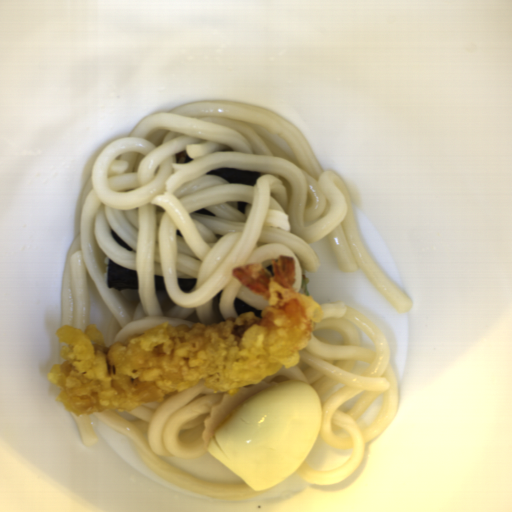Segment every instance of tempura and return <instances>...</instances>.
<instances>
[{
    "mask_svg": "<svg viewBox=\"0 0 512 512\" xmlns=\"http://www.w3.org/2000/svg\"><path fill=\"white\" fill-rule=\"evenodd\" d=\"M274 276L263 262L230 269L232 278L263 297L262 316L246 311L218 324L196 322L192 328L169 321L132 330L141 337L106 343L95 324L85 331L63 324L55 336L64 343L47 374L61 389L55 401L76 418L117 410L121 414L143 403H160L198 385L216 396L236 395L239 388L261 384L281 367L300 364L301 353L324 321L325 313L312 295L296 292V258L278 254L271 259Z\"/></svg>",
    "mask_w": 512,
    "mask_h": 512,
    "instance_id": "8679c707",
    "label": "tempura"
}]
</instances>
